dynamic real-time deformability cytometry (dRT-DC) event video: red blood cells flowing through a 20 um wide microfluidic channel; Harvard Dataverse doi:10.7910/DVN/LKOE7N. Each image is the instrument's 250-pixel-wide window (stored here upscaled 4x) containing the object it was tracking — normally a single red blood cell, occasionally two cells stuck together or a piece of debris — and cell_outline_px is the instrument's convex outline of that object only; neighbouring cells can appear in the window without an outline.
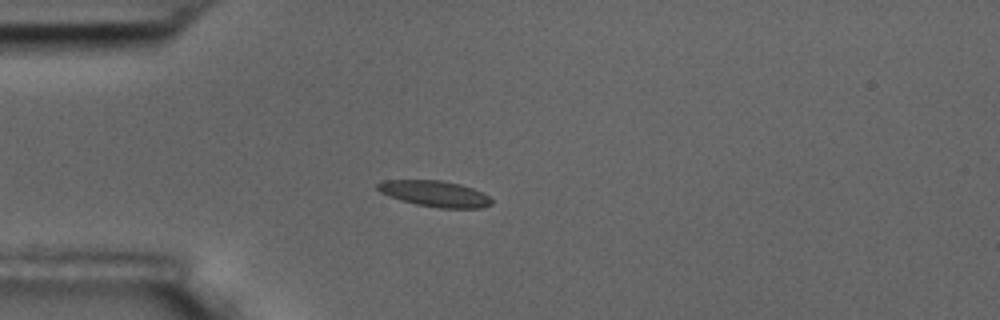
{"species": "common noctule bat (a hibernating species)", "species_latin": "Nyctalus noctula", "temperature_condition": "room temperature", "stored_images_in_passage": 1, "camera_frame_rate_fps": 3000, "um_per_image_px": 0.085, "animal": {"sex": "male", "body_mass_g": 17.5, "forearm_length_mm": 52.3}, "frame": {"image": 1, "passage_image": 1, "time_ms": 0.0, "image_size_px": [1000, 320], "cell_outline_px": [[492, 204], [480, 208], [440, 208], [416, 204], [400, 200], [380, 192], [376, 188], [376, 184], [384, 180], [440, 180], [460, 184], [472, 188], [488, 196], [492, 200]], "centroid_in_image_um": [36.94, 16.46], "position_along_channel_um": 48.1, "area_um2": 17.17}}